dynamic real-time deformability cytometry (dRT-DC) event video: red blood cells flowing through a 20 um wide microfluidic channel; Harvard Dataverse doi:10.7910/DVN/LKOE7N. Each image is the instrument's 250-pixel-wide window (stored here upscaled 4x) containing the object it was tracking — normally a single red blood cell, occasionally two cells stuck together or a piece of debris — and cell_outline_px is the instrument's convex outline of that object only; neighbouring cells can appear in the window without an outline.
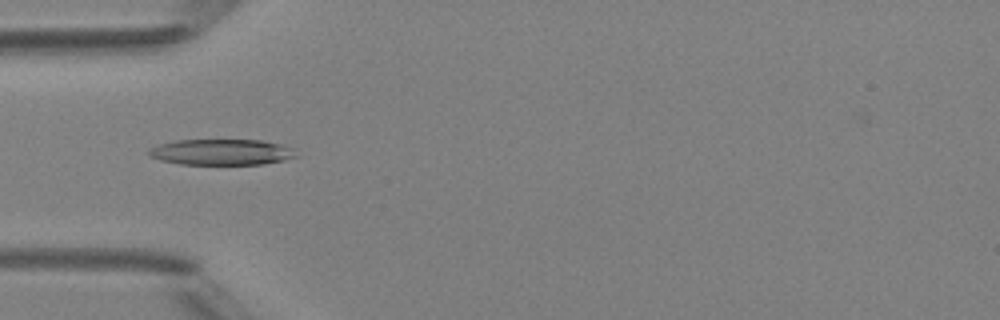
{"species": "Egyptian fruit bat (a non-hibernating species)", "species_latin": "Rousettus aegyptiacus", "temperature_condition": "room temperature", "stored_images_in_passage": 49, "camera_frame_rate_fps": 3000, "um_per_image_px": 0.085, "animal": {"sex": "female"}, "frame": {"image": 1, "passage_image": 16, "time_ms": 5.0, "image_size_px": [1000, 320], "cell_outline_px": [[296, 156], [284, 160], [260, 164], [180, 164], [160, 160], [148, 156], [148, 148], [160, 144], [176, 140], [260, 140], [280, 144], [292, 148]], "centroid_in_image_um": [18.76, 12.92], "position_along_channel_um": 66.2, "area_um2": 22.08}}
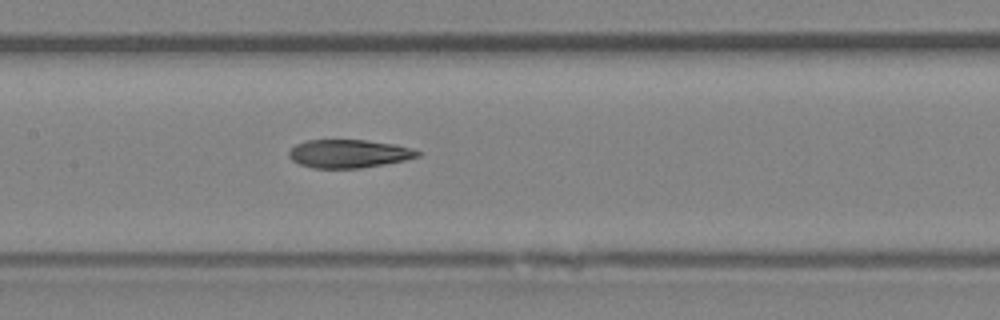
{"frame": {"image": 2, "passage_image": 24, "time_ms": 7.667, "image_size_px": [1000, 320], "cell_outline_px": [[424, 152], [420, 156], [404, 160], [384, 164], [360, 168], [312, 168], [300, 164], [292, 160], [288, 156], [288, 152], [296, 144], [308, 140], [368, 140], [396, 144], [412, 148]], "centroid_in_image_um": [29.68, 13.06], "position_along_channel_um": 177.7, "area_um2": 21.33}}
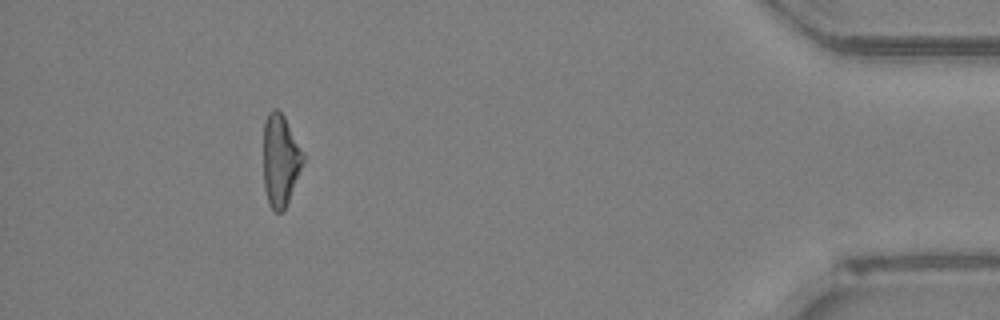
{"frame": {"image": 3, "passage_image": 45, "time_ms": 14.667, "image_size_px": [1000, 320], "cell_outline_px": [[304, 160], [284, 212], [276, 212], [268, 204], [264, 188], [264, 120], [268, 112], [272, 108], [276, 108], [284, 116], [304, 156]], "centroid_in_image_um": [23.8, 13.63], "position_along_channel_um": 411.4, "area_um2": 21.04}, "authors_computed_cell_mechanics": {"area_um2": 22.0796, "velocity_mm_per_s": 4.2166, "shape_relaxation_time_tau1_ms": 6.3758, "shape_relaxation_time_tau2_ms": 3.4936, "deformation_change_tau1": 0.2077, "deformation_change_tau2": 0.1451}}